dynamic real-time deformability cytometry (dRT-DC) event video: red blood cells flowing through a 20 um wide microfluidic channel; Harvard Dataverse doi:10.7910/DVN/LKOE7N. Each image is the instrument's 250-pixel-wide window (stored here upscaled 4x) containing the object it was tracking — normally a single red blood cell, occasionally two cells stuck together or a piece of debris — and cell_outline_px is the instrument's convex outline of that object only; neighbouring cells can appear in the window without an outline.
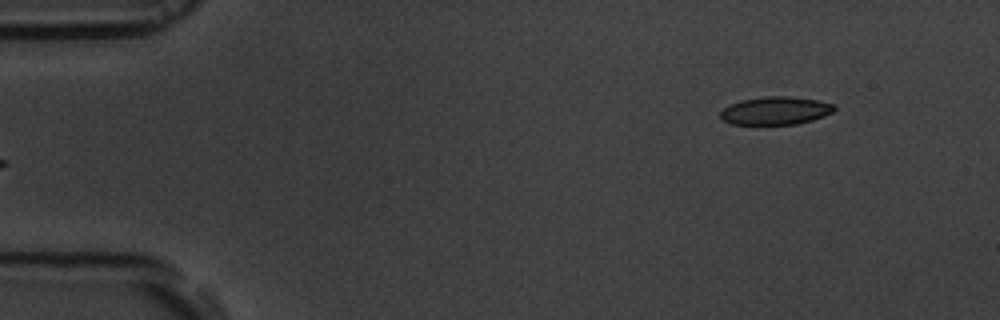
{"species": "common noctule bat (a hibernating species)", "species_latin": "Nyctalus noctula", "temperature_condition": "room temperature", "stored_images_in_passage": 6, "segment_of_instrument_passage": [2, 2], "camera_frame_rate_fps": 3000, "um_per_image_px": 0.085, "animal": {"sex": "male", "body_mass_g": 19.5, "forearm_length_mm": 54.6}, "frame": {"image": 1, "passage_image": 6, "time_ms": 5.667, "image_size_px": [1000, 320], "cell_outline_px": [[836, 108], [832, 112], [824, 116], [812, 120], [796, 124], [732, 124], [724, 120], [720, 116], [720, 112], [724, 108], [740, 100], [764, 96], [788, 96], [816, 100], [836, 104]], "centroid_in_image_um": [65.94, 9.4], "position_along_channel_um": 19.1, "area_um2": 18.5}}